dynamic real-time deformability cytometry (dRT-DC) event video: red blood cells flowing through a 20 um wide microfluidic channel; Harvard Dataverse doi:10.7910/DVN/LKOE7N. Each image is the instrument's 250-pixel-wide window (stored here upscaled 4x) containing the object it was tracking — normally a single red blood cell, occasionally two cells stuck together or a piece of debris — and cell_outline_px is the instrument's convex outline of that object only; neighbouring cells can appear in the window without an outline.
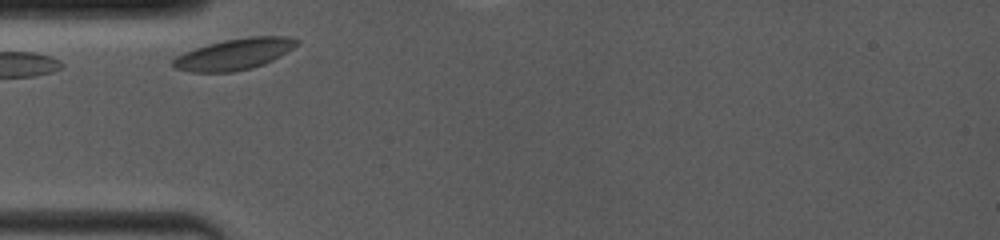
{"species": "common noctule bat (a hibernating species)", "species_latin": "Nyctalus noctula", "temperature_condition": "room temperature", "stored_images_in_passage": 5, "camera_frame_rate_fps": 4000, "um_per_image_px": 0.085, "animal": {"sex": "female", "body_mass_g": 19.0, "forearm_length_mm": 53.3}, "frame": {"image": 1, "passage_image": 1, "time_ms": 0.0, "image_size_px": [1000, 240], "cell_outline_px": [[300, 40], [292, 48], [280, 56], [264, 64], [252, 68], [232, 72], [188, 72], [176, 68], [172, 64], [172, 60], [176, 56], [184, 52], [208, 44], [224, 40], [248, 36], [288, 36]], "centroid_in_image_um": [19.91, 4.6], "position_along_channel_um": 65.1, "area_um2": 22.43}}